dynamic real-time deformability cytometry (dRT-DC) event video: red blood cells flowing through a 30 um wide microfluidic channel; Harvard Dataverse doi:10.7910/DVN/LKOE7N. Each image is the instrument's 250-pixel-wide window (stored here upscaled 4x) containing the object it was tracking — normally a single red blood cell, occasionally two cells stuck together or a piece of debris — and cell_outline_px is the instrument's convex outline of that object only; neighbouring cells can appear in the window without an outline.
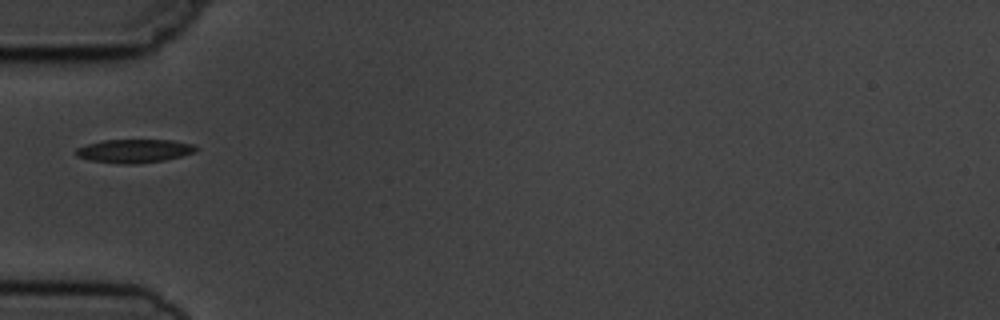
{"species": "common noctule bat (a hibernating species)", "species_latin": "Nyctalus noctula", "temperature_condition": "cold", "stored_images_in_passage": 1, "camera_frame_rate_fps": 3000, "um_per_image_px": 0.085, "animal": {"sex": "male", "body_mass_g": 19.5, "forearm_length_mm": 54.6}, "frame": {"image": 1, "passage_image": 1, "time_ms": 0.0, "image_size_px": [1000, 320], "cell_outline_px": [[196, 148], [192, 152], [180, 156], [164, 160], [136, 164], [120, 164], [88, 160], [76, 156], [76, 148], [88, 144], [104, 140], [172, 140], [196, 144]], "centroid_in_image_um": [11.38, 12.83], "position_along_channel_um": 73.6, "area_um2": 16.36}}